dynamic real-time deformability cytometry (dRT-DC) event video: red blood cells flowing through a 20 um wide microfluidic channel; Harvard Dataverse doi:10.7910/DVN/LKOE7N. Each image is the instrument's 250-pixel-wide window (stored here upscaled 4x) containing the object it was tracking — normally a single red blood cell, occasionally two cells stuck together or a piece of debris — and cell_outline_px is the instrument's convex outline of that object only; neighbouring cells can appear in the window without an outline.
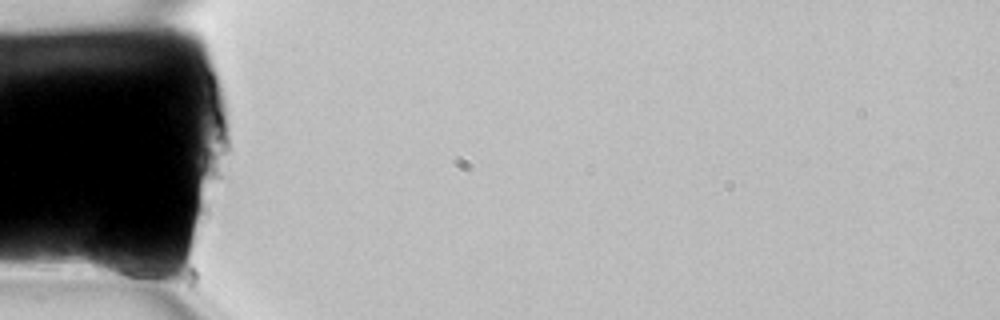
{"species": "common noctule bat (a hibernating species)", "species_latin": "Nyctalus noctula", "temperature_condition": "room temperature", "stored_images_in_passage": 2, "camera_frame_rate_fps": 3000, "um_per_image_px": 0.085, "animal": {"sex": "female", "body_mass_g": 22.7, "forearm_length_mm": 54.2}, "frame": {"image": 1, "passage_image": 1, "time_ms": 0.0, "image_size_px": [1000, 320], "cell_outline_px": [[160, 272], [156, 288], [92, 272], [88, 264], [88, 256], [92, 240], [100, 240], [136, 252]], "centroid_in_image_um": [10.32, 22.44], "position_along_channel_um": 74.7, "area_um2": 14.85}}